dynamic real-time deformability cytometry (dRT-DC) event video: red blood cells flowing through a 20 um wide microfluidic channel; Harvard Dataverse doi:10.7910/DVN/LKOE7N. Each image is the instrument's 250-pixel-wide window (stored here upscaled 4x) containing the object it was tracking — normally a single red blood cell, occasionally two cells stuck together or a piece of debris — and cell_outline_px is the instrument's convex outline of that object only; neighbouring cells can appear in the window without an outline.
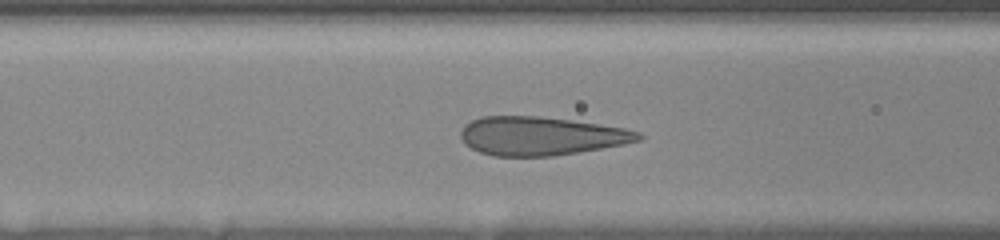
{"species": "human", "species_latin": "Homo sapiens", "temperature_condition": "room temperature", "stored_images_in_passage": 16, "camera_frame_rate_fps": 3000, "um_per_image_px": 0.085, "donor": {"sex": "female"}, "frame": {"image": 1, "passage_image": 12, "time_ms": 5.667, "image_size_px": [1000, 240], "cell_outline_px": [[644, 136], [640, 140], [624, 144], [552, 156], [492, 156], [480, 152], [464, 144], [460, 136], [460, 132], [464, 124], [480, 116], [540, 116], [572, 120], [624, 128], [640, 132]], "centroid_in_image_um": [45.94, 11.55], "position_along_channel_um": 120.7, "area_um2": 39.94}}
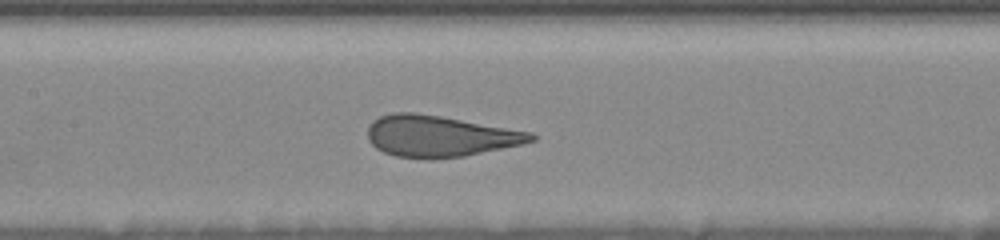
{"frame": {"image": 2, "passage_image": 14, "time_ms": 7.0, "image_size_px": [1000, 240], "cell_outline_px": [[536, 140], [520, 144], [464, 156], [396, 156], [384, 152], [376, 148], [368, 140], [368, 128], [372, 120], [380, 116], [392, 112], [416, 112], [440, 116], [532, 132], [536, 136]], "centroid_in_image_um": [37.35, 11.53], "position_along_channel_um": 170.1, "area_um2": 38.32}}
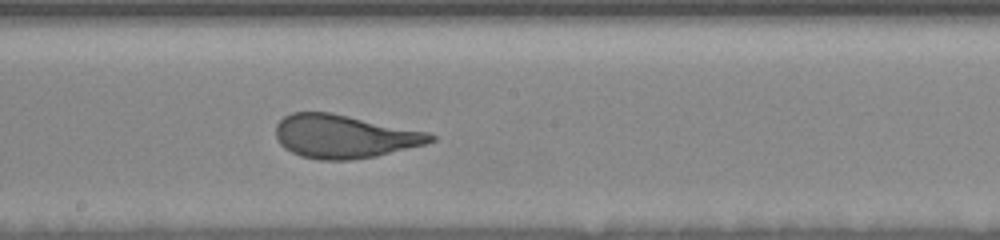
{"frame": {"image": 3, "passage_image": 16, "time_ms": 8.333, "image_size_px": [1000, 240], "cell_outline_px": [[436, 140], [424, 144], [376, 156], [348, 160], [320, 160], [300, 156], [284, 148], [280, 144], [276, 136], [276, 124], [284, 116], [292, 112], [328, 112], [428, 132], [436, 136]], "centroid_in_image_um": [29.22, 11.6], "position_along_channel_um": 219.0, "area_um2": 38.78}}